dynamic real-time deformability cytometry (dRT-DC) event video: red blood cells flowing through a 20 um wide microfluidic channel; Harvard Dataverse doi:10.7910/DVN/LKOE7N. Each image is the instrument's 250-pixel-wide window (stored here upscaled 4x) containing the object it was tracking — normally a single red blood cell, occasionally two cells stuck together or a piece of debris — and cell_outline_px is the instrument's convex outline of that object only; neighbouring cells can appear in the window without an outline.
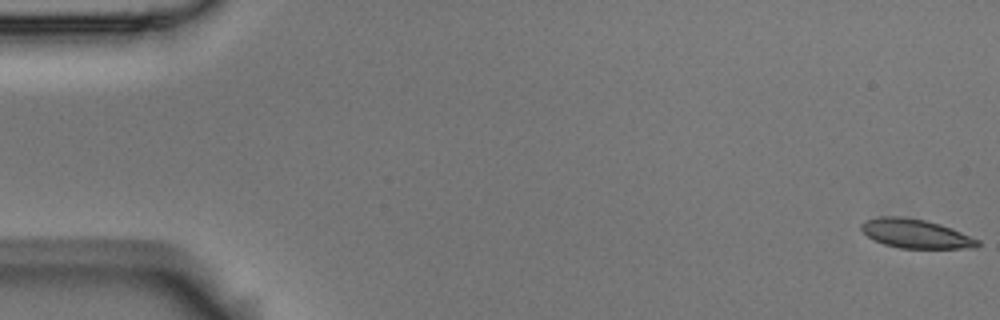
{"species": "Egyptian fruit bat (a non-hibernating species)", "species_latin": "Rousettus aegyptiacus", "temperature_condition": "room temperature", "stored_images_in_passage": 58, "camera_frame_rate_fps": 3000, "um_per_image_px": 0.085, "animal": {"sex": "male"}, "frame": {"image": 1, "passage_image": 1, "time_ms": 0.0, "image_size_px": [1000, 320], "cell_outline_px": [[980, 244], [976, 248], [900, 248], [884, 244], [872, 240], [860, 228], [860, 224], [864, 220], [880, 216], [904, 216], [924, 220], [940, 224], [952, 228], [980, 240]], "centroid_in_image_um": [77.81, 19.85], "position_along_channel_um": 7.2, "area_um2": 19.83}}
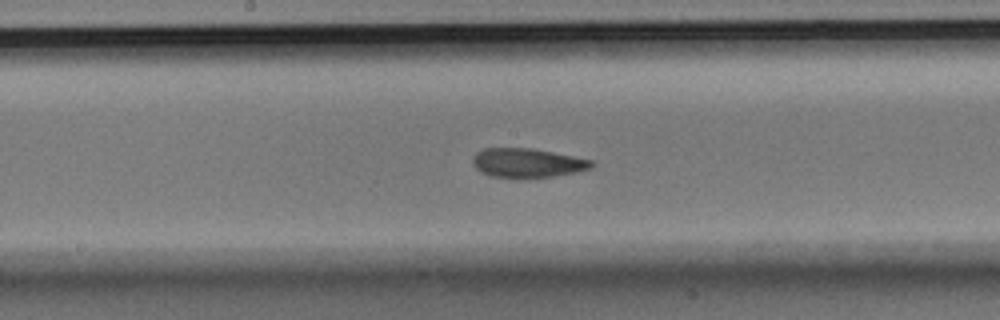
{"frame": {"image": 2, "passage_image": 30, "time_ms": 9.667, "image_size_px": [1000, 320], "cell_outline_px": [[596, 164], [592, 168], [576, 172], [552, 176], [516, 180], [492, 176], [480, 172], [472, 164], [472, 160], [476, 152], [484, 148], [532, 148], [592, 160]], "centroid_in_image_um": [44.8, 13.87], "position_along_channel_um": 203.4, "area_um2": 20.63}}
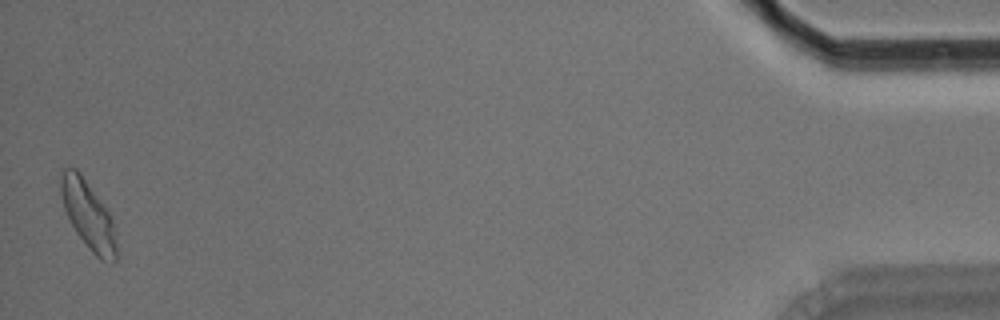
{"frame": {"image": 3, "passage_image": 57, "time_ms": 18.667, "image_size_px": [1000, 320], "cell_outline_px": [[116, 260], [112, 264], [100, 260], [92, 252], [76, 232], [64, 208], [60, 192], [60, 176], [64, 168], [76, 168], [80, 172], [108, 212], [112, 220], [116, 244]], "centroid_in_image_um": [7.48, 18.29], "position_along_channel_um": 427.7, "area_um2": 21.68}, "authors_computed_cell_mechanics": {"area_um2": 20.4323, "velocity_mm_per_s": 3.5096, "shape_relaxation_time_tau1_ms": 5.9732, "shape_relaxation_time_tau2_ms": 2.6817, "deformation_change_tau1": 0.1319, "deformation_change_tau2": 0.0836}}